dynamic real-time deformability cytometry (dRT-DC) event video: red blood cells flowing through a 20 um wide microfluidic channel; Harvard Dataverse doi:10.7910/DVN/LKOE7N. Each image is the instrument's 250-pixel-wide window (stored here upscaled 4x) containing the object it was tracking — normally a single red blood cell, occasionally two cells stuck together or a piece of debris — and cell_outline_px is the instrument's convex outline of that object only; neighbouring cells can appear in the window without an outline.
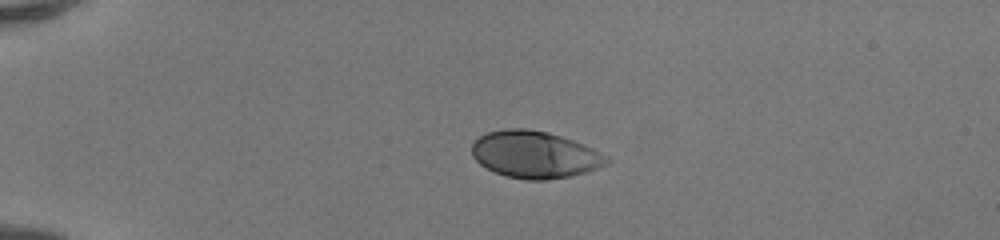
{"species": "human", "species_latin": "Homo sapiens", "temperature_condition": "room temperature", "stored_images_in_passage": 39, "camera_frame_rate_fps": 3000, "um_per_image_px": 0.085, "donor": {"sex": "female"}, "frame": {"image": 1, "passage_image": 1, "time_ms": 0.0, "image_size_px": [1000, 240], "cell_outline_px": [[612, 160], [608, 164], [584, 172], [568, 176], [548, 180], [528, 180], [504, 176], [480, 164], [472, 156], [472, 144], [480, 136], [488, 132], [508, 128], [528, 128], [548, 132], [584, 144], [608, 156]], "centroid_in_image_um": [45.46, 13.13], "position_along_channel_um": 39.5, "area_um2": 36.88}}
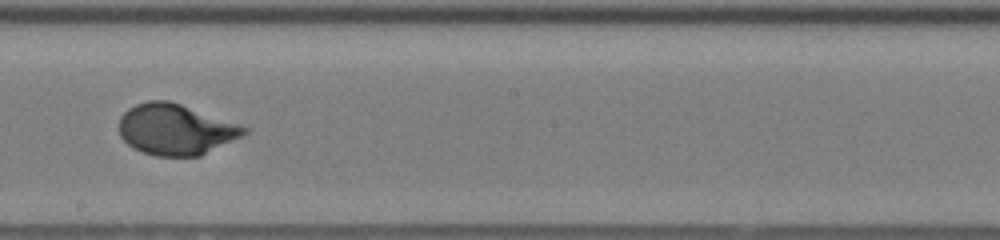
{"frame": {"image": 2, "passage_image": 19, "time_ms": 6.0, "image_size_px": [1000, 240], "cell_outline_px": [[248, 132], [244, 136], [200, 156], [156, 156], [132, 148], [120, 136], [120, 116], [128, 108], [136, 104], [148, 100], [168, 100], [180, 104], [248, 128]], "centroid_in_image_um": [14.91, 11.01], "position_along_channel_um": 233.3, "area_um2": 36.82}}
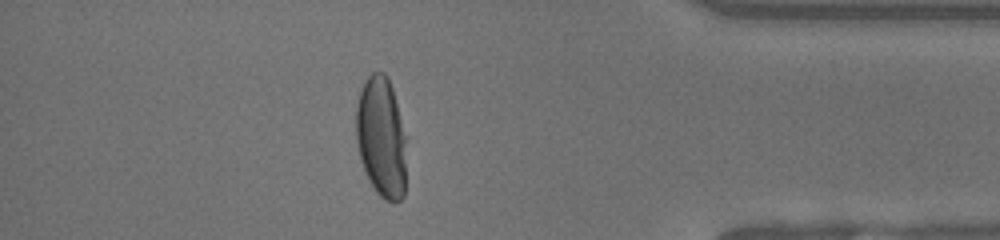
{"frame": {"image": 3, "passage_image": 33, "time_ms": 10.667, "image_size_px": [1000, 240], "cell_outline_px": [[404, 196], [396, 204], [392, 204], [384, 200], [376, 192], [368, 180], [360, 160], [356, 140], [356, 104], [364, 80], [372, 72], [384, 72], [388, 76], [392, 88], [404, 136]], "centroid_in_image_um": [32.37, 11.69], "position_along_channel_um": 402.8, "area_um2": 35.2}, "authors_computed_cell_mechanics": {"area_um2": 36.8186, "velocity_mm_per_s": 4.1578, "shape_relaxation_time_tau1_ms": 3.2709, "shape_relaxation_time_tau2_ms": null, "deformation_change_tau1": 0.1949, "deformation_change_tau2": null}}